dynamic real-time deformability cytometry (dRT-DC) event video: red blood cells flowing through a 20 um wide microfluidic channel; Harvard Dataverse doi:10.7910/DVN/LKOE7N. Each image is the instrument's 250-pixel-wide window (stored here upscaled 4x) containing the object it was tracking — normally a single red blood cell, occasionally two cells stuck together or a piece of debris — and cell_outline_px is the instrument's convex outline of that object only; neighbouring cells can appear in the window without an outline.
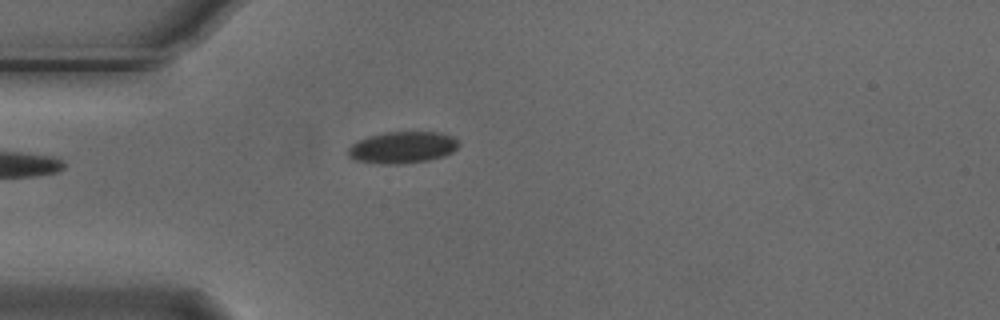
{"species": "Egyptian fruit bat (a non-hibernating species)", "species_latin": "Rousettus aegyptiacus", "temperature_condition": "cold", "stored_images_in_passage": 4, "camera_frame_rate_fps": 3000, "um_per_image_px": 0.085, "animal": {"sex": "male"}, "frame": {"image": 1, "passage_image": 4, "time_ms": 1.0, "image_size_px": [1000, 320], "cell_outline_px": [[460, 144], [452, 152], [444, 156], [428, 160], [404, 164], [380, 164], [356, 160], [348, 156], [348, 148], [352, 144], [368, 136], [384, 132], [440, 132], [452, 136]], "centroid_in_image_um": [34.21, 12.53], "position_along_channel_um": 50.8, "area_um2": 20.46}}